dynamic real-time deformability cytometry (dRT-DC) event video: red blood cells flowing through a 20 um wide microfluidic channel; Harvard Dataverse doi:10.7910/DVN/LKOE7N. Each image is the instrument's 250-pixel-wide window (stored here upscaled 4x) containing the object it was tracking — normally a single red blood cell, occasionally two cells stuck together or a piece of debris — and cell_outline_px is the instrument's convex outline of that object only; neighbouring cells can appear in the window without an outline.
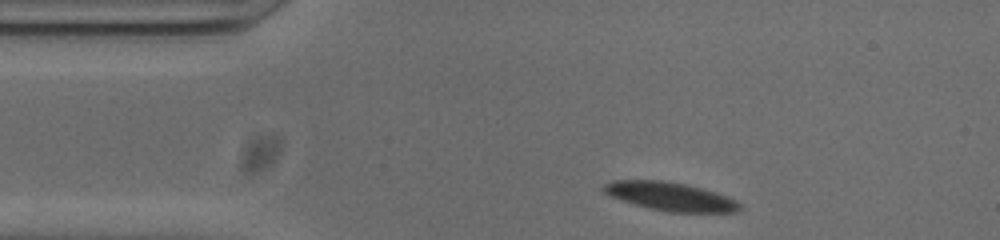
{"species": "common noctule bat (a hibernating species)", "species_latin": "Nyctalus noctula", "temperature_condition": "cold", "stored_images_in_passage": 47, "camera_frame_rate_fps": 3000, "um_per_image_px": 0.085, "animal": {"sex": "male", "body_mass_g": 20.0, "forearm_length_mm": 53.3}, "frame": {"image": 1, "passage_image": 2, "time_ms": 0.333, "image_size_px": [1000, 240], "cell_outline_px": [[740, 208], [732, 212], [672, 212], [652, 208], [636, 204], [612, 196], [604, 192], [600, 188], [604, 184], [612, 180], [660, 180], [688, 184], [736, 200], [740, 204]], "centroid_in_image_um": [56.93, 16.68], "position_along_channel_um": 28.1, "area_um2": 22.02}}
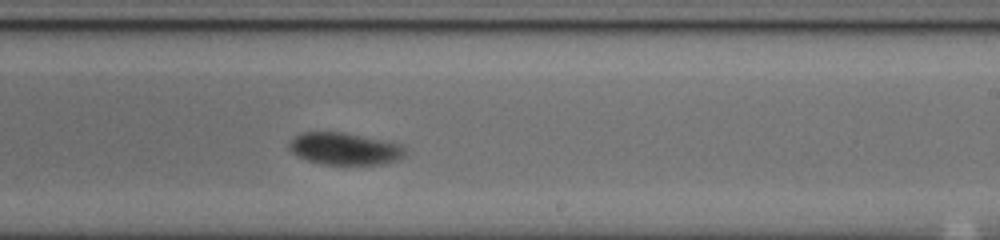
{"frame": {"image": 2, "passage_image": 24, "time_ms": 7.667, "image_size_px": [1000, 240], "cell_outline_px": [[408, 152], [404, 156], [396, 160], [380, 164], [324, 164], [308, 160], [292, 152], [288, 148], [288, 140], [300, 132], [344, 132], [400, 144]], "centroid_in_image_um": [29.26, 12.63], "position_along_channel_um": 259.7, "area_um2": 21.62}}
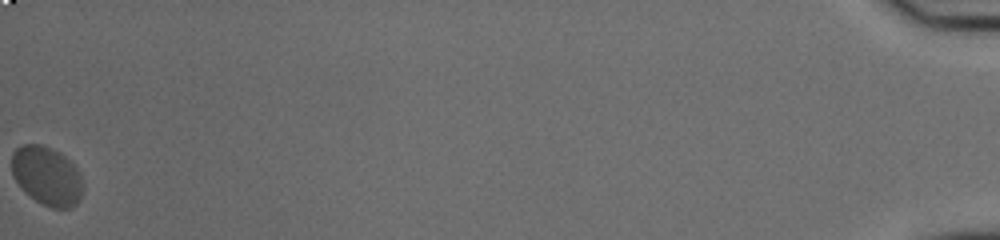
{"frame": {"image": 3, "passage_image": 47, "time_ms": 15.333, "image_size_px": [1000, 240], "cell_outline_px": [[80, 196], [76, 204], [68, 208], [52, 208], [36, 200], [12, 176], [12, 152], [20, 144], [40, 144], [52, 148], [60, 152], [76, 168], [80, 176]], "centroid_in_image_um": [3.95, 14.9], "position_along_channel_um": 431.3, "area_um2": 23.76}, "authors_computed_cell_mechanics": {"area_um2": 22.7154, "velocity_mm_per_s": 3.7286, "shape_relaxation_time_tau1_ms": 7.6982, "shape_relaxation_time_tau2_ms": null, "deformation_change_tau1": 0.1625, "deformation_change_tau2": null}}